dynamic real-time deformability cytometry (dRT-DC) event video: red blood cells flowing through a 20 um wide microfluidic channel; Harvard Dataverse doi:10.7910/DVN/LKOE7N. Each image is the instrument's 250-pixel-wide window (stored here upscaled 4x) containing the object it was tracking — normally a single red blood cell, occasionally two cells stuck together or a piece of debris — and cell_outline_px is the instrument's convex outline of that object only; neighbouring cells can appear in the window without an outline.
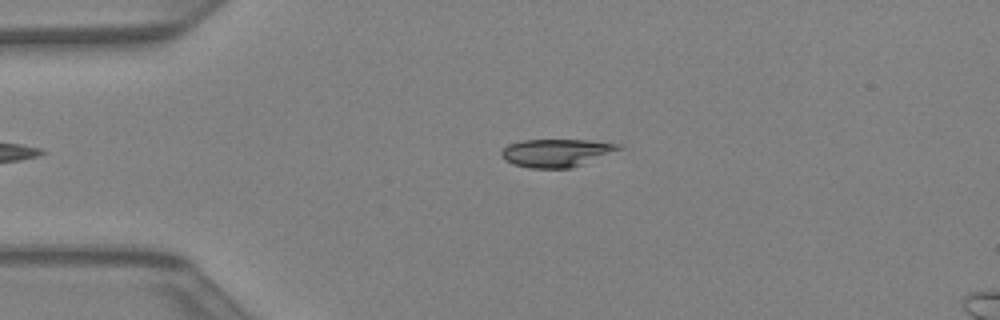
{"species": "Egyptian fruit bat (a non-hibernating species)", "species_latin": "Rousettus aegyptiacus", "temperature_condition": "warm", "stored_images_in_passage": 35, "camera_frame_rate_fps": 3000, "um_per_image_px": 0.085, "animal": {"sex": "female"}, "frame": {"image": 1, "passage_image": 3, "time_ms": 0.667, "image_size_px": [1000, 320], "cell_outline_px": [[624, 148], [572, 168], [528, 168], [512, 164], [504, 160], [500, 152], [508, 144], [520, 140], [588, 140], [620, 144]], "centroid_in_image_um": [47.26, 12.99], "position_along_channel_um": 37.7, "area_um2": 19.13}}
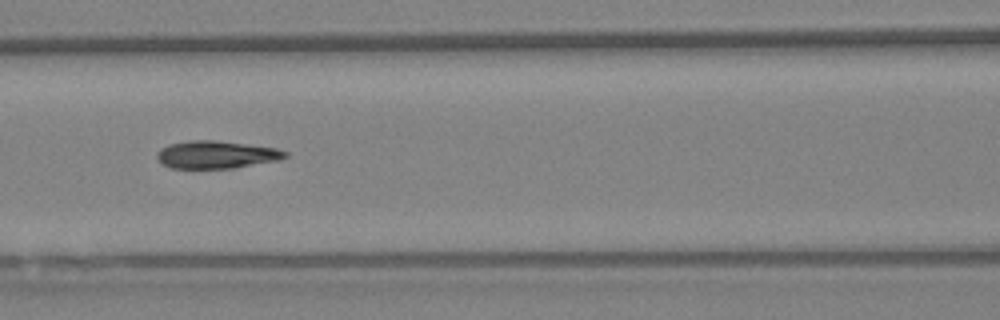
{"frame": {"image": 2, "passage_image": 12, "time_ms": 3.667, "image_size_px": [1000, 320], "cell_outline_px": [[288, 156], [280, 160], [236, 168], [168, 168], [160, 164], [156, 156], [156, 152], [160, 148], [168, 144], [188, 140], [216, 140], [276, 148], [288, 152]], "centroid_in_image_um": [18.35, 13.15], "position_along_channel_um": 148.2, "area_um2": 20.98}}
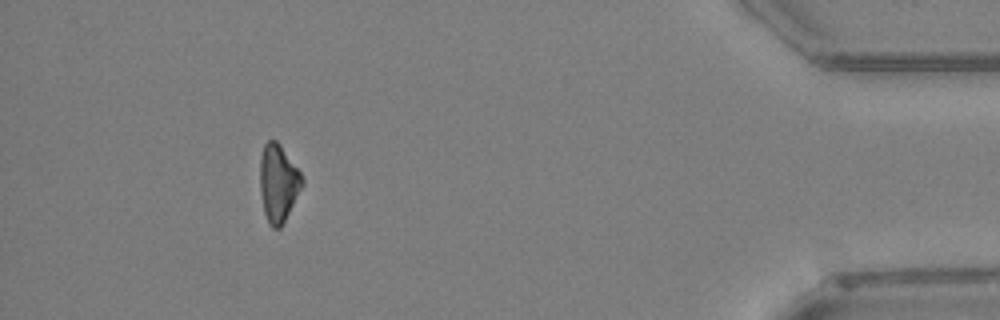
{"frame": {"image": 3, "passage_image": 32, "time_ms": 10.333, "image_size_px": [1000, 320], "cell_outline_px": [[304, 184], [280, 228], [272, 228], [268, 224], [264, 212], [260, 192], [260, 156], [264, 144], [268, 140], [276, 140], [280, 144], [300, 172], [304, 180]], "centroid_in_image_um": [23.64, 15.56], "position_along_channel_um": 411.6, "area_um2": 19.02}}